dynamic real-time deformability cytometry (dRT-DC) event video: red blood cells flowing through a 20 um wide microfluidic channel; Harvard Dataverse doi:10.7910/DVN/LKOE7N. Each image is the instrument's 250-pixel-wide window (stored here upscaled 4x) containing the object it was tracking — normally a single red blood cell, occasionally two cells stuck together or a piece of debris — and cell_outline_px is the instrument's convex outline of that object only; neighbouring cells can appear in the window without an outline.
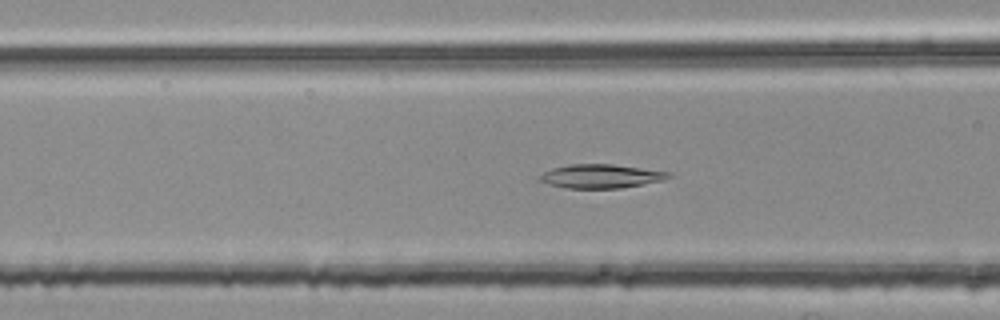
{"species": "common noctule bat (a hibernating species)", "species_latin": "Nyctalus noctula", "temperature_condition": "room temperature", "stored_images_in_passage": 53, "camera_frame_rate_fps": 3000, "um_per_image_px": 0.085, "animal": {"sex": "female", "body_mass_g": 25.1}, "frame": {"image": 1, "passage_image": 21, "time_ms": 6.667, "image_size_px": [1000, 320], "cell_outline_px": [[672, 176], [660, 180], [620, 188], [564, 188], [548, 184], [540, 180], [540, 176], [544, 172], [552, 168], [568, 164], [612, 164], [672, 172]], "centroid_in_image_um": [51.05, 14.97], "position_along_channel_um": 115.5, "area_um2": 17.69}}
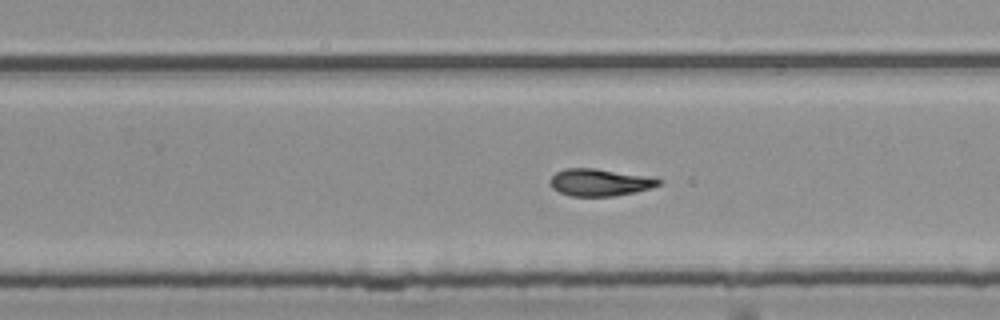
{"frame": {"image": 2, "passage_image": 34, "time_ms": 11.0, "image_size_px": [1000, 320], "cell_outline_px": [[660, 184], [652, 188], [636, 192], [612, 196], [572, 196], [560, 192], [552, 188], [552, 176], [556, 172], [564, 168], [596, 168], [652, 176], [660, 180]], "centroid_in_image_um": [51.03, 15.49], "position_along_channel_um": 278.8, "area_um2": 17.22}}
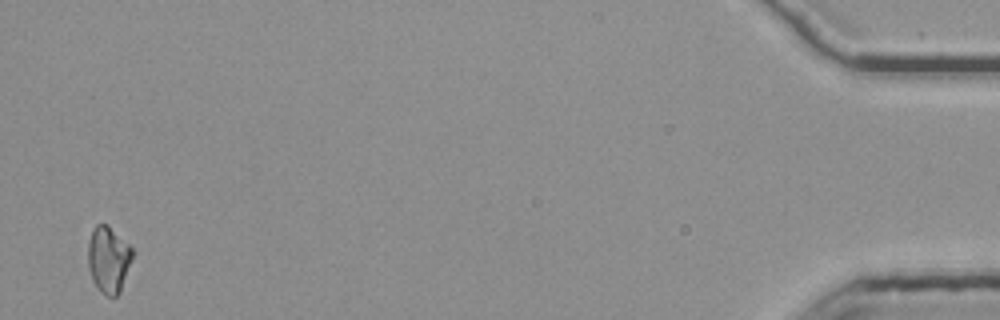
{"frame": {"image": 3, "passage_image": 53, "time_ms": 17.333, "image_size_px": [1000, 320], "cell_outline_px": [[136, 252], [120, 292], [112, 300], [104, 296], [100, 292], [92, 280], [88, 268], [88, 240], [96, 224], [108, 224]], "centroid_in_image_um": [9.24, 22.1], "position_along_channel_um": 426.0, "area_um2": 17.74}}